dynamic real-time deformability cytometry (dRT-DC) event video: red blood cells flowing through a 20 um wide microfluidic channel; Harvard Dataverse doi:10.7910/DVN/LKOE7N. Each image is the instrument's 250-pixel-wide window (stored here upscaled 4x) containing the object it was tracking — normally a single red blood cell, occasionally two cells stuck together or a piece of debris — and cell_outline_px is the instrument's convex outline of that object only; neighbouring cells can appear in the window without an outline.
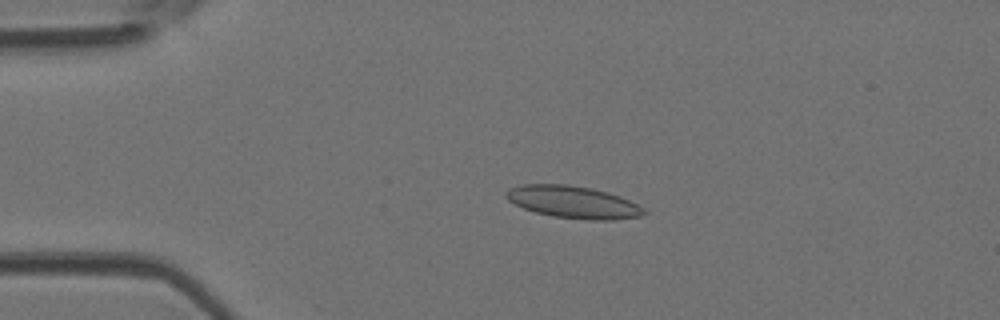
{"species": "Egyptian fruit bat (a non-hibernating species)", "species_latin": "Rousettus aegyptiacus", "temperature_condition": "room temperature", "stored_images_in_passage": 44, "camera_frame_rate_fps": 3000, "um_per_image_px": 0.085, "animal": {"sex": "female"}, "frame": {"image": 1, "passage_image": 7, "time_ms": 2.0, "image_size_px": [1000, 320], "cell_outline_px": [[648, 212], [640, 216], [612, 220], [588, 220], [552, 216], [536, 212], [524, 208], [508, 200], [504, 196], [504, 192], [508, 188], [524, 184], [564, 184], [592, 188], [608, 192], [620, 196], [644, 208]], "centroid_in_image_um": [48.7, 17.17], "position_along_channel_um": 36.3, "area_um2": 25.89}}
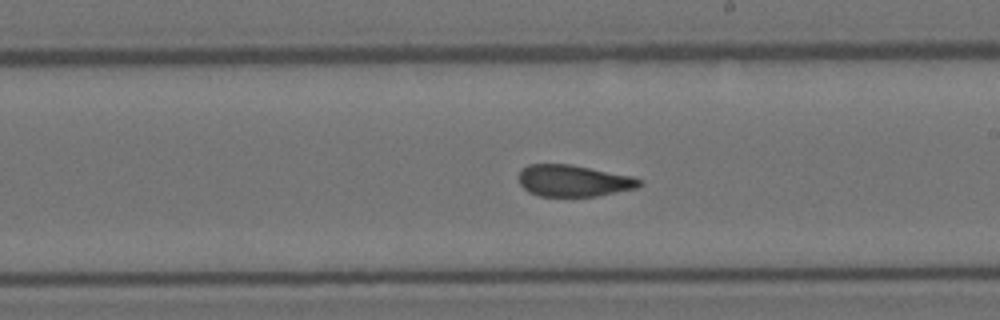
{"frame": {"image": 2, "passage_image": 24, "time_ms": 7.667, "image_size_px": [1000, 320], "cell_outline_px": [[644, 184], [636, 188], [596, 196], [540, 196], [528, 192], [520, 184], [516, 176], [520, 168], [528, 164], [572, 164], [632, 176], [644, 180]], "centroid_in_image_um": [48.72, 15.35], "position_along_channel_um": 240.3, "area_um2": 22.6}}
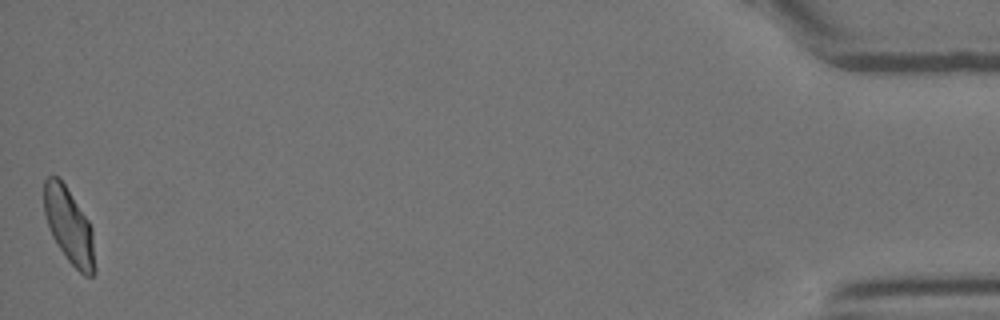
{"frame": {"image": 3, "passage_image": 44, "time_ms": 14.333, "image_size_px": [1000, 320], "cell_outline_px": [[96, 272], [92, 276], [84, 276], [68, 260], [52, 236], [44, 212], [44, 180], [48, 176], [60, 176], [88, 220], [92, 228], [96, 268]], "centroid_in_image_um": [5.89, 19.19], "position_along_channel_um": 429.3, "area_um2": 22.37}, "authors_computed_cell_mechanics": {"area_um2": 23.1778, "velocity_mm_per_s": 4.25, "shape_relaxation_time_tau1_ms": null, "shape_relaxation_time_tau2_ms": 1.2846, "deformation_change_tau1": null, "deformation_change_tau2": 0.07}}